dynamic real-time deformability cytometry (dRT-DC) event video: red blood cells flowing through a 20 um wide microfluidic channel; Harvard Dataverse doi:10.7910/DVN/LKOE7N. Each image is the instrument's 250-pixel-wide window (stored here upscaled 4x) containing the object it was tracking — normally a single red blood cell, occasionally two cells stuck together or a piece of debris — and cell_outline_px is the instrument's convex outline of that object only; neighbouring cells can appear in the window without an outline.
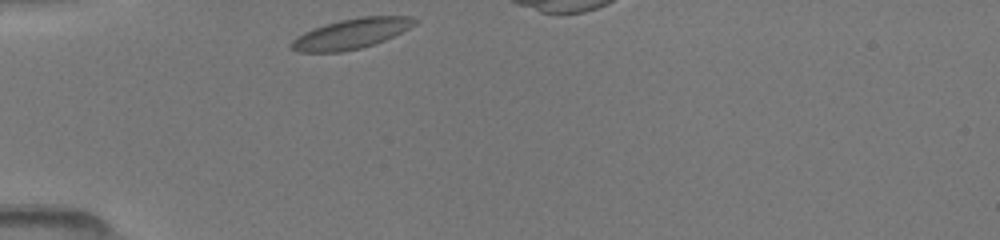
{"species": "common noctule bat (a hibernating species)", "species_latin": "Nyctalus noctula", "temperature_condition": "room temperature", "stored_images_in_passage": 32, "camera_frame_rate_fps": 3000, "um_per_image_px": 0.085, "animal": {"sex": "female", "body_mass_g": 19.5, "forearm_length_mm": 54.1}, "frame": {"image": 1, "passage_image": 1, "time_ms": 0.0, "image_size_px": [1000, 240], "cell_outline_px": [[420, 20], [416, 24], [384, 40], [360, 48], [340, 52], [296, 52], [288, 48], [288, 44], [296, 36], [304, 32], [340, 20], [360, 16], [408, 16]], "centroid_in_image_um": [29.81, 2.87], "position_along_channel_um": 55.2, "area_um2": 21.56}}
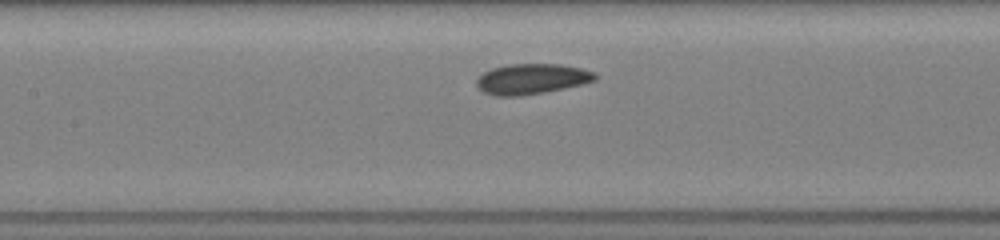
{"frame": {"image": 2, "passage_image": 25, "time_ms": 3.0, "image_size_px": [1000, 240], "cell_outline_px": [[596, 80], [564, 88], [544, 92], [520, 96], [496, 96], [484, 92], [476, 84], [476, 80], [484, 72], [492, 68], [508, 64], [560, 64], [580, 68], [596, 72]], "centroid_in_image_um": [45.19, 6.7], "position_along_channel_um": 162.2, "area_um2": 20.87}}
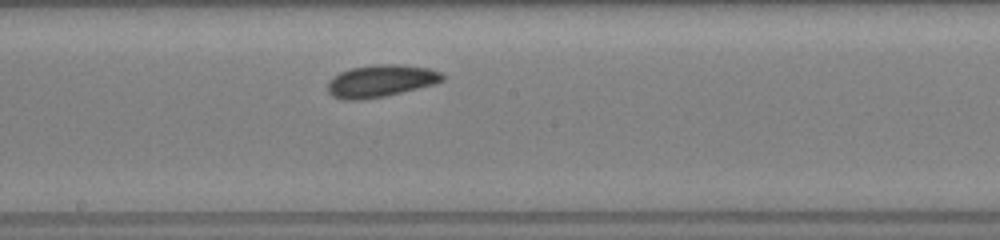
{"frame": {"image": 3, "passage_image": 29, "time_ms": 4.333, "image_size_px": [1000, 240], "cell_outline_px": [[444, 80], [432, 84], [384, 96], [360, 100], [344, 100], [332, 96], [328, 92], [328, 80], [332, 76], [340, 72], [352, 68], [376, 64], [396, 64], [428, 68], [440, 72], [444, 76]], "centroid_in_image_um": [32.31, 6.88], "position_along_channel_um": 215.9, "area_um2": 21.33}}